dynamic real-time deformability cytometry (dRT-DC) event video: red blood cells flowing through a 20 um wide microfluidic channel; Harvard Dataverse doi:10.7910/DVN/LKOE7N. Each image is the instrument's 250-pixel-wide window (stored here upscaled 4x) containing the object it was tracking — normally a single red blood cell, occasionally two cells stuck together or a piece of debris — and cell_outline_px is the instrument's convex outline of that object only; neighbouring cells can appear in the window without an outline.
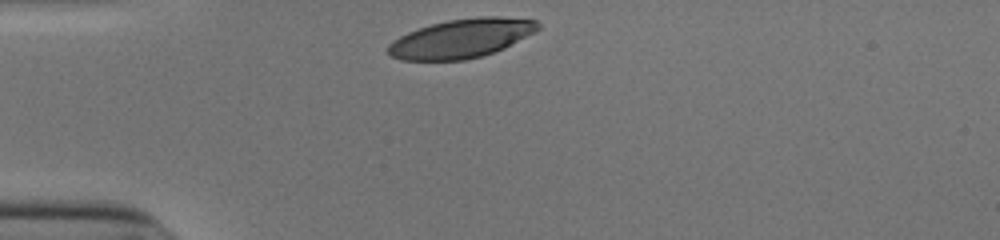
{"species": "human", "species_latin": "Homo sapiens", "temperature_condition": "cold", "stored_images_in_passage": 29, "camera_frame_rate_fps": 3000, "um_per_image_px": 0.085, "donor": {"sex": "male"}, "frame": {"image": 1, "passage_image": 1, "time_ms": 0.0, "image_size_px": [1000, 240], "cell_outline_px": [[540, 28], [536, 32], [504, 48], [480, 56], [464, 60], [400, 60], [392, 56], [388, 52], [388, 44], [392, 40], [408, 32], [432, 24], [448, 20], [480, 16], [500, 16], [536, 20], [540, 24]], "centroid_in_image_um": [39.24, 3.25], "position_along_channel_um": 45.8, "area_um2": 33.93}}
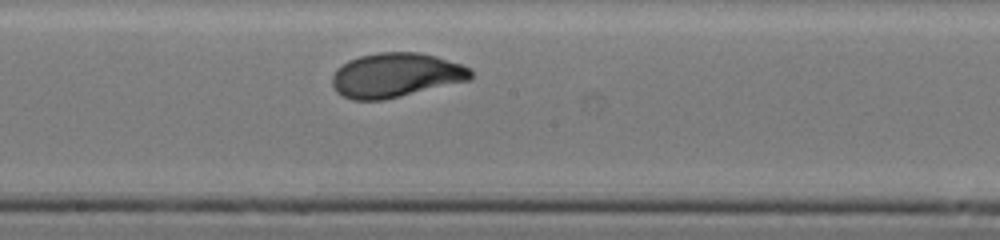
{"frame": {"image": 2, "passage_image": 16, "time_ms": 5.0, "image_size_px": [1000, 240], "cell_outline_px": [[472, 76], [468, 80], [384, 100], [352, 100], [336, 92], [332, 84], [332, 76], [336, 68], [348, 60], [360, 56], [380, 52], [420, 52], [436, 56], [472, 68]], "centroid_in_image_um": [33.61, 6.38], "position_along_channel_um": 214.6, "area_um2": 35.78}}
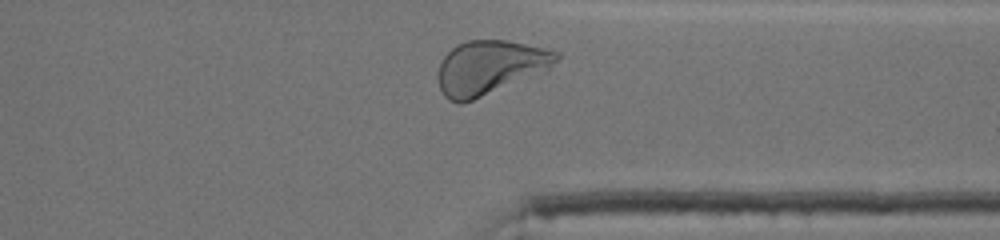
{"frame": {"image": 3, "passage_image": 28, "time_ms": 9.0, "image_size_px": [1000, 240], "cell_outline_px": [[560, 56], [548, 72], [472, 100], [460, 104], [456, 104], [448, 100], [444, 96], [440, 88], [436, 76], [440, 60], [456, 44], [468, 40], [508, 40], [548, 48], [560, 52]], "centroid_in_image_um": [41.67, 5.73], "position_along_channel_um": 369.7, "area_um2": 38.15}, "authors_computed_cell_mechanics": {"area_um2": 35.4314, "velocity_mm_per_s": 3.8881, "shape_relaxation_time_tau1_ms": 2.6657, "shape_relaxation_time_tau2_ms": null, "deformation_change_tau1": 0.147, "deformation_change_tau2": null}}